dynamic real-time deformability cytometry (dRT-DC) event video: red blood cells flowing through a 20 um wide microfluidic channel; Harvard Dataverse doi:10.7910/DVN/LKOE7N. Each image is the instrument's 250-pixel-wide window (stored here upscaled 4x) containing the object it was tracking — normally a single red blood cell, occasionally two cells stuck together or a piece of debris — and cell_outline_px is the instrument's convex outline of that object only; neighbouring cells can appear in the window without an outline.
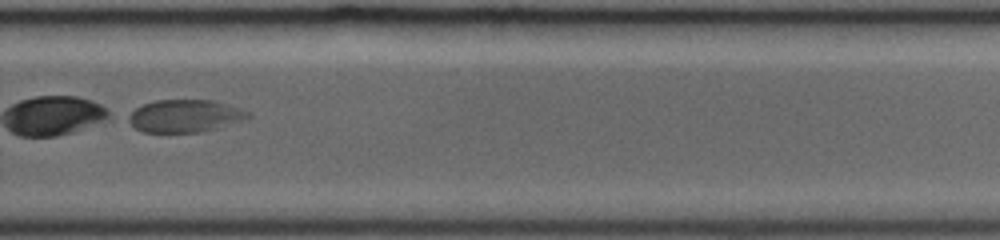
{"species": "common noctule bat (a hibernating species)", "species_latin": "Nyctalus noctula", "temperature_condition": "room temperature", "stored_images_in_passage": 26, "camera_frame_rate_fps": 3000, "um_per_image_px": 0.085, "animal": {"sex": "female", "body_mass_g": 19.0, "forearm_length_mm": 53.3}, "frame": {"image": 1, "passage_image": 16, "time_ms": 5.0, "image_size_px": [1000, 240], "cell_outline_px": [[252, 116], [248, 120], [220, 128], [200, 132], [144, 132], [136, 128], [124, 120], [124, 116], [136, 108], [144, 104], [156, 100], [212, 100], [240, 108], [248, 112]], "centroid_in_image_um": [15.72, 9.87], "position_along_channel_um": 314.1, "area_um2": 23.12}}